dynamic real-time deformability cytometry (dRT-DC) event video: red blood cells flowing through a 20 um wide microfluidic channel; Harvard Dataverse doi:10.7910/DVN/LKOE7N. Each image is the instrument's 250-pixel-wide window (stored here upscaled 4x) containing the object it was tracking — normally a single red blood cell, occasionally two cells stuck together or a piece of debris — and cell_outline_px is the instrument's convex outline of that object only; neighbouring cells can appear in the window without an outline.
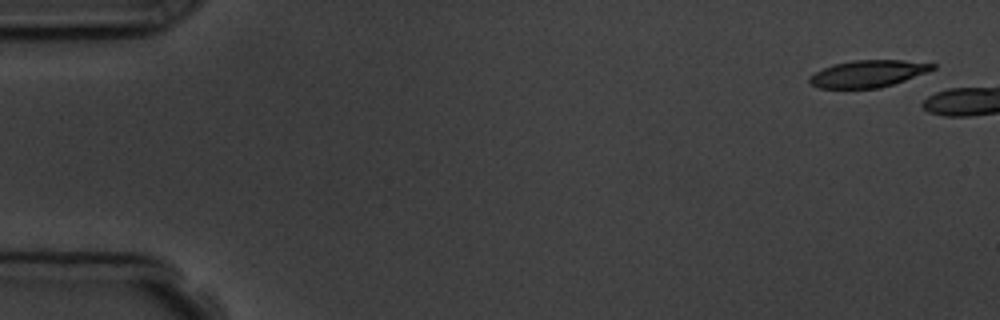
{"species": "common noctule bat (a hibernating species)", "species_latin": "Nyctalus noctula", "temperature_condition": "room temperature", "stored_images_in_passage": 3, "camera_frame_rate_fps": 3000, "um_per_image_px": 0.085, "animal": {"sex": "male", "body_mass_g": 19.5, "forearm_length_mm": 54.6}, "frame": {"image": 1, "passage_image": 1, "time_ms": 0.0, "image_size_px": [1000, 320], "cell_outline_px": [[936, 68], [928, 72], [880, 88], [820, 88], [808, 84], [808, 76], [832, 64], [852, 60], [904, 60], [936, 64]], "centroid_in_image_um": [73.75, 6.26], "position_along_channel_um": 11.2, "area_um2": 19.42}}